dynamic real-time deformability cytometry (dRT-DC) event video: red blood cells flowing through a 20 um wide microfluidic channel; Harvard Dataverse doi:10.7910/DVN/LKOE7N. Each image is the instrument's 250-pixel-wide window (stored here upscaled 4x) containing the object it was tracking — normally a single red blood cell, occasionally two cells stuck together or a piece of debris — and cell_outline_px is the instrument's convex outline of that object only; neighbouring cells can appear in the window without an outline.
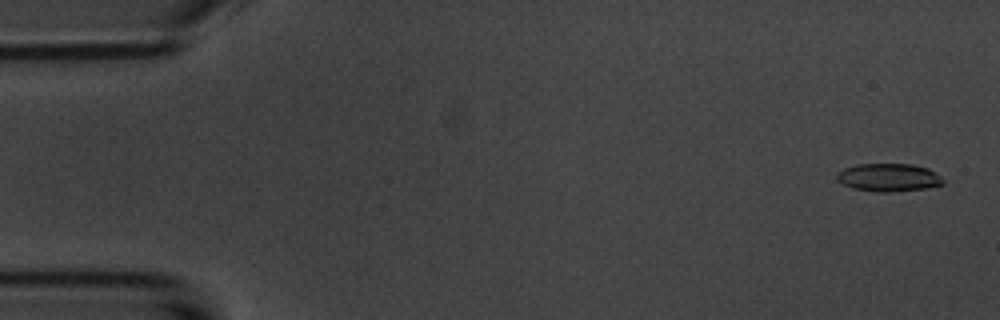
{"species": "common noctule bat (a hibernating species)", "species_latin": "Nyctalus noctula", "temperature_condition": "room temperature", "stored_images_in_passage": 5, "camera_frame_rate_fps": 3000, "um_per_image_px": 0.085, "animal": {"sex": "male", "body_mass_g": 20.1, "forearm_length_mm": 53.5}, "frame": {"image": 1, "passage_image": 1, "time_ms": 0.0, "image_size_px": [1000, 320], "cell_outline_px": [[944, 184], [924, 188], [888, 192], [880, 192], [852, 188], [836, 180], [836, 172], [844, 168], [856, 164], [912, 164], [928, 168], [936, 172], [944, 180]], "centroid_in_image_um": [75.51, 15.07], "position_along_channel_um": 9.5, "area_um2": 17.34}}
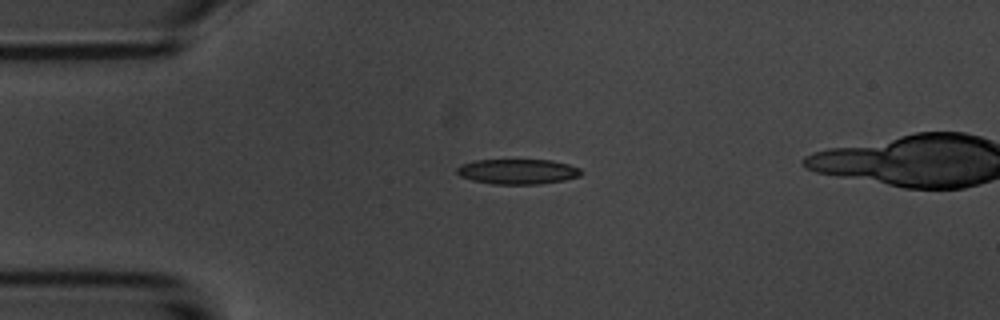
{"frame": {"image": 2, "passage_image": 4, "time_ms": 3.667, "image_size_px": [1000, 320], "cell_outline_px": [[584, 172], [580, 176], [564, 180], [540, 184], [492, 184], [472, 180], [460, 176], [456, 172], [456, 168], [460, 164], [476, 160], [552, 160], [568, 164], [580, 168]], "centroid_in_image_um": [44.01, 14.58], "position_along_channel_um": 41.0, "area_um2": 18.32}}